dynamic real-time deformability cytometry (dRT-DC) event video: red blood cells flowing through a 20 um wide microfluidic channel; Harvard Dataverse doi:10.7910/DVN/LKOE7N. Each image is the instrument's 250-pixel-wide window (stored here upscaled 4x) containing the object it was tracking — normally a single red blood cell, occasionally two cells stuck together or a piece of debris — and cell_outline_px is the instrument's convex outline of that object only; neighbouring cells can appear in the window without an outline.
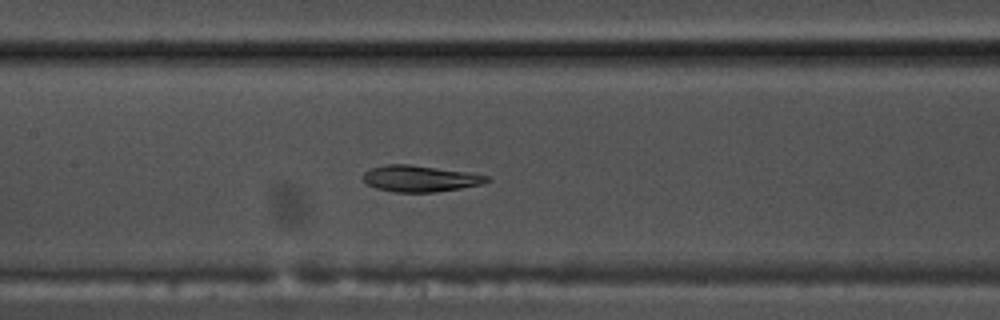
{"species": "common noctule bat (a hibernating species)", "species_latin": "Nyctalus noctula", "temperature_condition": "warm", "stored_images_in_passage": 56, "segment_of_instrument_passage": [1, 2], "camera_frame_rate_fps": 3000, "um_per_image_px": 0.085, "animal": {"sex": "male", "body_mass_g": 17.5, "forearm_length_mm": 52.3}, "frame": {"image": 1, "passage_image": 26, "time_ms": 8.333, "image_size_px": [1000, 320], "cell_outline_px": [[492, 180], [480, 184], [460, 188], [436, 192], [396, 192], [376, 188], [368, 184], [364, 180], [364, 172], [372, 168], [384, 164], [408, 164], [464, 172], [488, 176]], "centroid_in_image_um": [35.68, 15.18], "position_along_channel_um": 171.7, "area_um2": 18.61}}
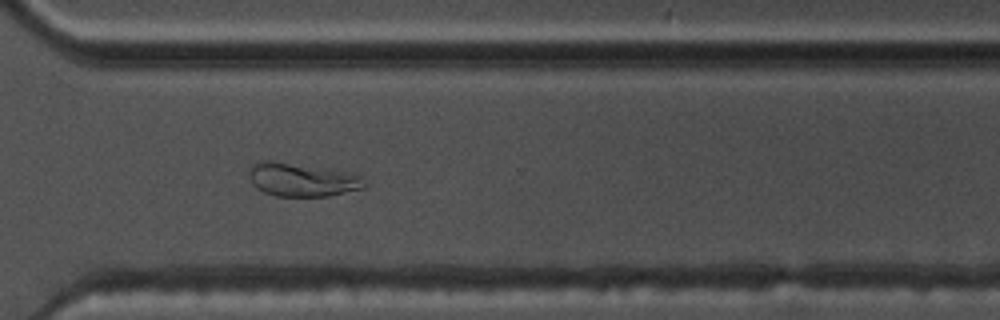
{"frame": {"image": 2, "passage_image": 40, "time_ms": 13.0, "image_size_px": [1000, 320], "cell_outline_px": [[368, 184], [364, 188], [328, 196], [276, 196], [264, 192], [256, 188], [252, 184], [248, 176], [248, 172], [252, 164], [264, 160], [268, 160], [364, 176]], "centroid_in_image_um": [25.64, 15.3], "position_along_channel_um": 345.0, "area_um2": 22.08}}
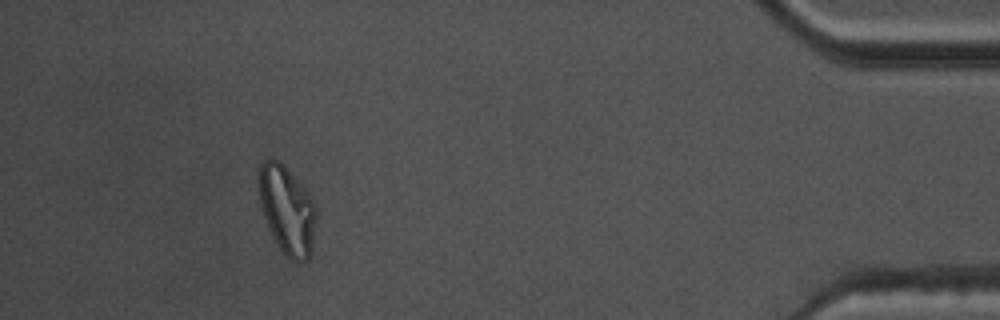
{"frame": {"image": 3, "passage_image": 50, "time_ms": 16.333, "image_size_px": [1000, 320], "cell_outline_px": [[316, 224], [312, 248], [308, 260], [296, 264], [280, 248], [264, 216], [260, 204], [256, 184], [260, 164], [264, 160], [280, 160], [308, 192], [316, 204]], "centroid_in_image_um": [24.4, 17.82], "position_along_channel_um": 410.8, "area_um2": 29.71}}